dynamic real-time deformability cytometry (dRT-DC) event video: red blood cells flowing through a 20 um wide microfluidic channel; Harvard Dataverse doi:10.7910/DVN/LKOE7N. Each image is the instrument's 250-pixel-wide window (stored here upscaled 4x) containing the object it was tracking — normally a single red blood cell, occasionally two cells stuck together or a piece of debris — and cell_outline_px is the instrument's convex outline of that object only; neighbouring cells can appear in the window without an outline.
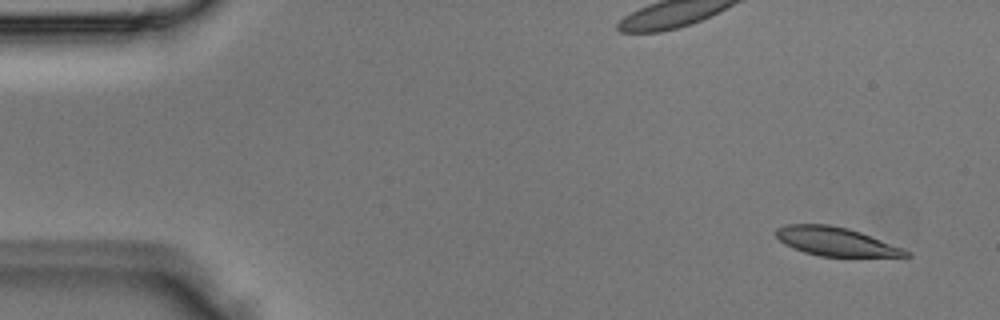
{"species": "Egyptian fruit bat (a non-hibernating species)", "species_latin": "Rousettus aegyptiacus", "temperature_condition": "room temperature", "stored_images_in_passage": 3, "camera_frame_rate_fps": 3000, "um_per_image_px": 0.085, "animal": {"sex": "male"}, "frame": {"image": 1, "passage_image": 1, "time_ms": 0.0, "image_size_px": [1000, 320], "cell_outline_px": [[912, 256], [820, 256], [804, 252], [784, 244], [776, 236], [776, 228], [788, 224], [828, 224], [848, 228], [860, 232], [904, 248], [912, 252]], "centroid_in_image_um": [71.05, 20.52], "position_along_channel_um": 13.9, "area_um2": 21.56}}